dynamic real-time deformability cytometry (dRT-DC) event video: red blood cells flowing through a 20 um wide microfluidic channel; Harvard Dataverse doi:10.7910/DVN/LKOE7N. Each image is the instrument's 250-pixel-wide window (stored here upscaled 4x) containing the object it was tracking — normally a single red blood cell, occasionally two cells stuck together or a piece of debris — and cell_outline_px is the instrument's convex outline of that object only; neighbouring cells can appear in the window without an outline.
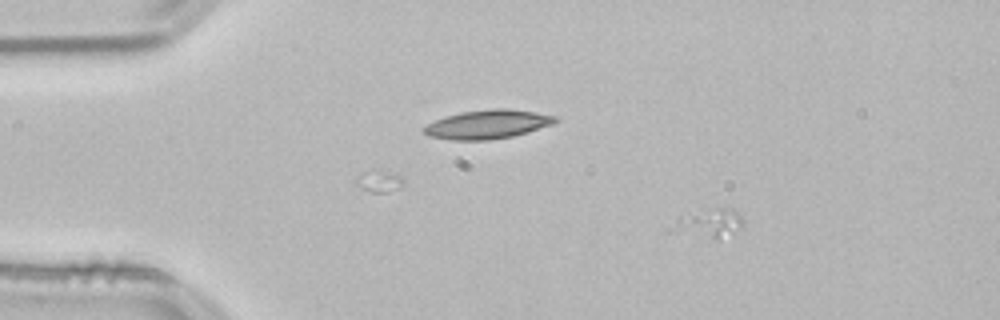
{"species": "common noctule bat (a hibernating species)", "species_latin": "Nyctalus noctula", "temperature_condition": "room temperature", "stored_images_in_passage": 32, "camera_frame_rate_fps": 3000, "um_per_image_px": 0.085, "animal": {"sex": "male", "body_mass_g": 21.5, "forearm_length_mm": 52.0}, "frame": {"image": 1, "passage_image": 1, "time_ms": 0.0, "image_size_px": [1000, 320], "cell_outline_px": [[744, 224], [740, 228], [732, 232], [716, 236], [712, 236], [668, 232], [664, 228], [680, 216], [688, 212], [700, 208], [732, 208], [744, 220]], "centroid_in_image_um": [60.1, 18.89], "position_along_channel_um": 24.9, "area_um2": 11.85}}
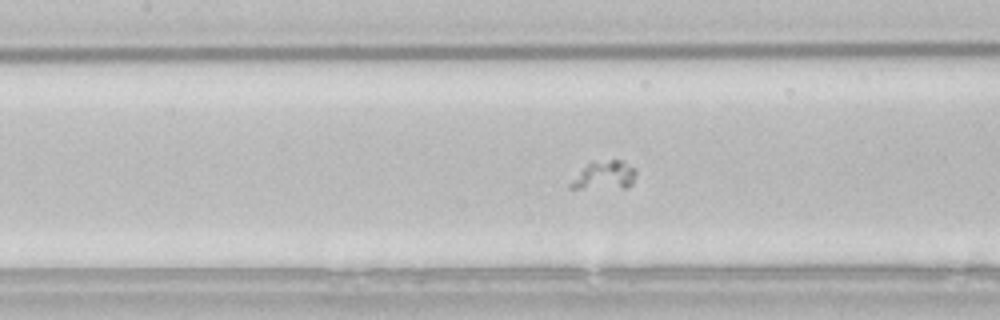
{"frame": {"image": 2, "passage_image": 17, "time_ms": 5.333, "image_size_px": [1000, 320], "cell_outline_px": [[636, 172], [632, 184], [628, 188], [568, 188], [568, 184], [588, 164], [612, 160], [620, 160], [636, 168]], "centroid_in_image_um": [51.42, 14.94], "position_along_channel_um": 156.0, "area_um2": 10.58}}
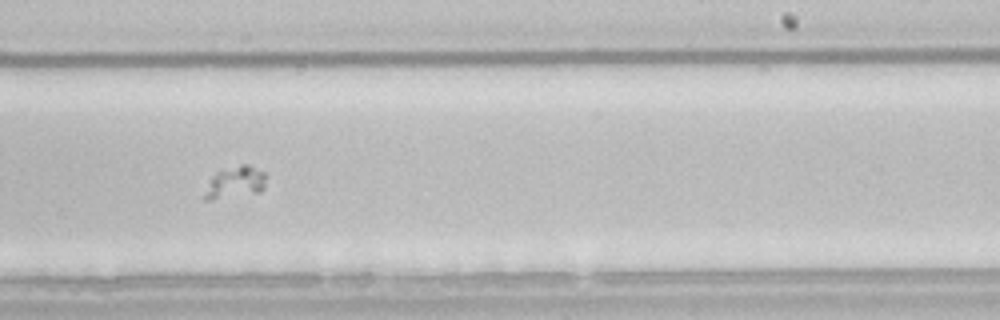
{"frame": {"image": 3, "passage_image": 26, "time_ms": 8.333, "image_size_px": [1000, 320], "cell_outline_px": [[264, 188], [260, 192], [212, 200], [204, 200], [204, 192], [216, 172], [240, 164], [248, 164], [264, 172]], "centroid_in_image_um": [19.99, 15.51], "position_along_channel_um": 269.0, "area_um2": 11.21}}